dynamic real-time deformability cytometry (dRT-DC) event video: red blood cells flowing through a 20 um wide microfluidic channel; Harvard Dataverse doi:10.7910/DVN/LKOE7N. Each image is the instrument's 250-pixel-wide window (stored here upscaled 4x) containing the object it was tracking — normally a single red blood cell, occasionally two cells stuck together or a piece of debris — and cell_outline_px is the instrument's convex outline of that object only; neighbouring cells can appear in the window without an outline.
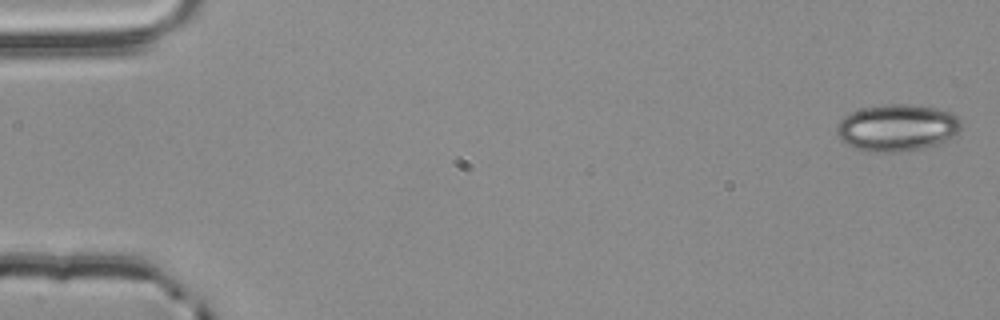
{"species": "common noctule bat (a hibernating species)", "species_latin": "Nyctalus noctula", "temperature_condition": "room temperature", "stored_images_in_passage": 3, "camera_frame_rate_fps": 3000, "um_per_image_px": 0.085, "animal": {"sex": "male", "body_mass_g": 20.4}, "frame": {"image": 1, "passage_image": 1, "time_ms": 0.0, "image_size_px": [1000, 320], "cell_outline_px": [[960, 128], [956, 136], [936, 144], [924, 148], [900, 152], [864, 152], [840, 140], [836, 132], [836, 128], [840, 120], [844, 116], [852, 112], [864, 108], [884, 104], [908, 104], [936, 108], [948, 112], [956, 116], [960, 120]], "centroid_in_image_um": [76.23, 10.87], "position_along_channel_um": 8.8, "area_um2": 34.04}}